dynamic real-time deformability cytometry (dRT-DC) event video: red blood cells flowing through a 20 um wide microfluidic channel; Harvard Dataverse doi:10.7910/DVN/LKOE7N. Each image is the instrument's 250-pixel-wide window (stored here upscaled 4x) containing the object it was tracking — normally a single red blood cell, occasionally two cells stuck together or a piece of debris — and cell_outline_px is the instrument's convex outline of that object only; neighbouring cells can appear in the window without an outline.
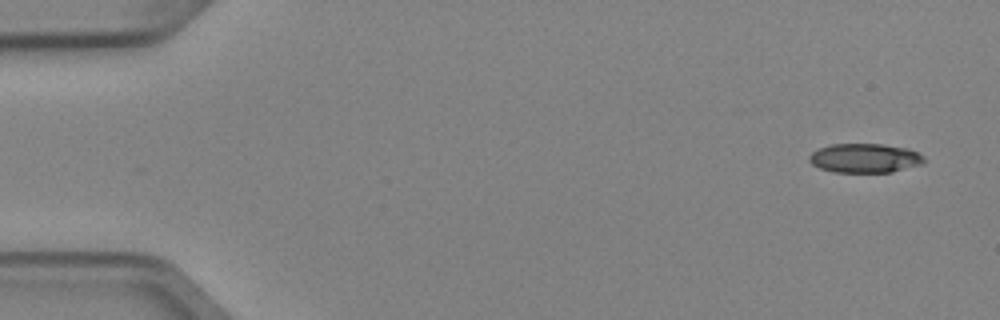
{"species": "Egyptian fruit bat (a non-hibernating species)", "species_latin": "Rousettus aegyptiacus", "temperature_condition": "cold", "stored_images_in_passage": 4, "camera_frame_rate_fps": 3000, "um_per_image_px": 0.085, "animal": {"sex": "female"}, "frame": {"image": 1, "passage_image": 1, "time_ms": 0.0, "image_size_px": [1000, 320], "cell_outline_px": [[924, 164], [892, 172], [832, 172], [820, 168], [812, 164], [808, 160], [808, 156], [812, 152], [820, 148], [832, 144], [884, 144], [908, 148], [924, 156]], "centroid_in_image_um": [73.52, 13.44], "position_along_channel_um": 11.5, "area_um2": 19.65}}
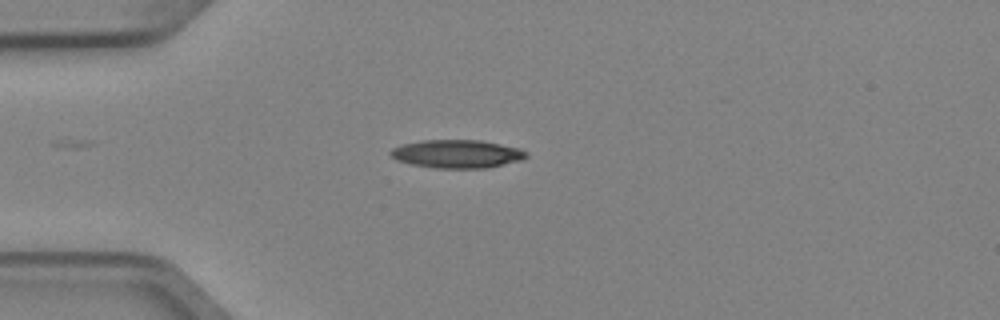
{"frame": {"image": 2, "passage_image": 4, "time_ms": 1.0, "image_size_px": [1000, 320], "cell_outline_px": [[528, 156], [524, 160], [488, 168], [432, 168], [412, 164], [396, 160], [388, 152], [392, 148], [404, 144], [420, 140], [480, 140], [520, 148], [528, 152]], "centroid_in_image_um": [38.88, 13.08], "position_along_channel_um": 46.1, "area_um2": 22.54}}